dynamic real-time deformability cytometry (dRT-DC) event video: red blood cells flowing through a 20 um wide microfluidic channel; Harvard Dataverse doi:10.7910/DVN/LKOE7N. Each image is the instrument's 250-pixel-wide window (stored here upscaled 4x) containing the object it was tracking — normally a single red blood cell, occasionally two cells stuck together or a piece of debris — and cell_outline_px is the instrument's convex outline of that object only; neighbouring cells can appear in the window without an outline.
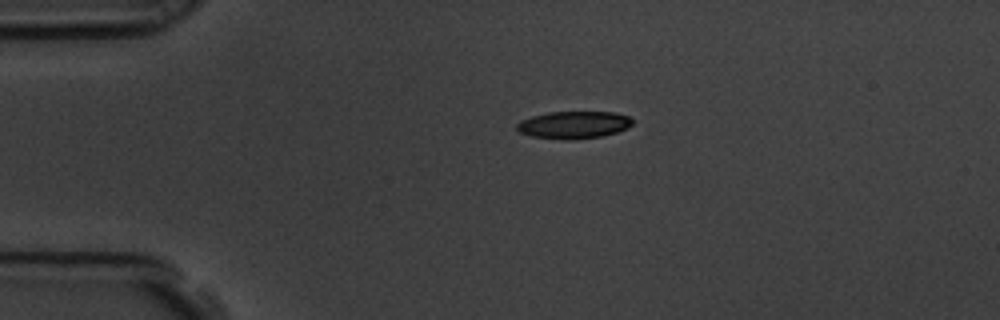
{"species": "common noctule bat (a hibernating species)", "species_latin": "Nyctalus noctula", "temperature_condition": "room temperature", "stored_images_in_passage": 2, "camera_frame_rate_fps": 3000, "um_per_image_px": 0.085, "animal": {"sex": "male", "body_mass_g": 19.5, "forearm_length_mm": 54.6}, "frame": {"image": 1, "passage_image": 1, "time_ms": 0.0, "image_size_px": [1000, 320], "cell_outline_px": [[632, 124], [628, 128], [604, 136], [572, 140], [564, 140], [532, 136], [520, 132], [516, 128], [516, 124], [520, 120], [532, 116], [548, 112], [616, 112], [628, 116], [632, 120]], "centroid_in_image_um": [48.77, 10.61], "position_along_channel_um": 36.2, "area_um2": 18.55}}